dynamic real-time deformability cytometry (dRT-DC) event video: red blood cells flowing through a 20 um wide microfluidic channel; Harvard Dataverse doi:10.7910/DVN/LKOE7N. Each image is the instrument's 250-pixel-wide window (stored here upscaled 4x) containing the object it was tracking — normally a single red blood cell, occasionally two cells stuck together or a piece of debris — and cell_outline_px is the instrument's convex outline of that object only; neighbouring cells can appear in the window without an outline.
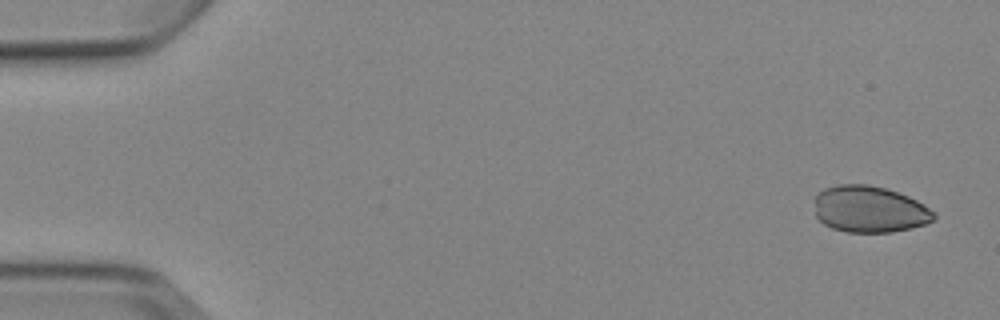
{"species": "Egyptian fruit bat (a non-hibernating species)", "species_latin": "Rousettus aegyptiacus", "temperature_condition": "cold", "stored_images_in_passage": 5, "camera_frame_rate_fps": 3000, "um_per_image_px": 0.085, "animal": {"sex": "female"}, "frame": {"image": 1, "passage_image": 1, "time_ms": 0.0, "image_size_px": [1000, 320], "cell_outline_px": [[936, 220], [912, 228], [892, 232], [844, 232], [832, 228], [824, 224], [816, 216], [816, 196], [824, 188], [836, 184], [868, 184], [884, 188], [908, 196], [924, 204], [936, 216]], "centroid_in_image_um": [73.91, 17.79], "position_along_channel_um": 11.1, "area_um2": 32.37}}
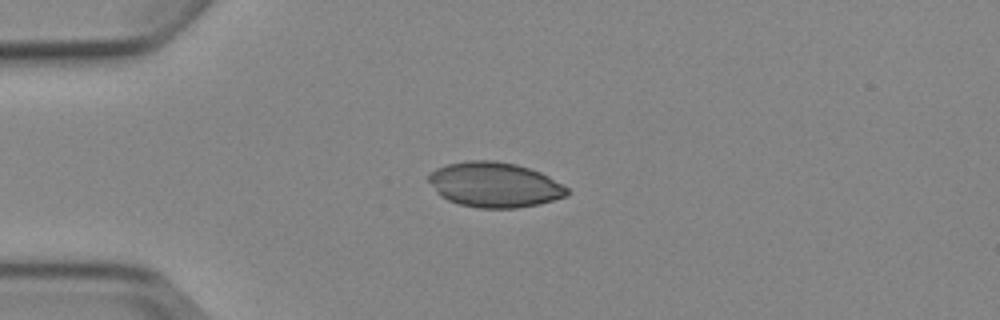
{"frame": {"image": 2, "passage_image": 4, "time_ms": 3.667, "image_size_px": [1000, 320], "cell_outline_px": [[568, 196], [536, 204], [516, 208], [480, 208], [460, 204], [448, 200], [440, 196], [436, 192], [428, 180], [428, 176], [436, 168], [448, 164], [468, 160], [492, 160], [516, 164], [540, 172], [548, 176], [568, 188]], "centroid_in_image_um": [42.02, 15.7], "position_along_channel_um": 43.0, "area_um2": 36.13}}